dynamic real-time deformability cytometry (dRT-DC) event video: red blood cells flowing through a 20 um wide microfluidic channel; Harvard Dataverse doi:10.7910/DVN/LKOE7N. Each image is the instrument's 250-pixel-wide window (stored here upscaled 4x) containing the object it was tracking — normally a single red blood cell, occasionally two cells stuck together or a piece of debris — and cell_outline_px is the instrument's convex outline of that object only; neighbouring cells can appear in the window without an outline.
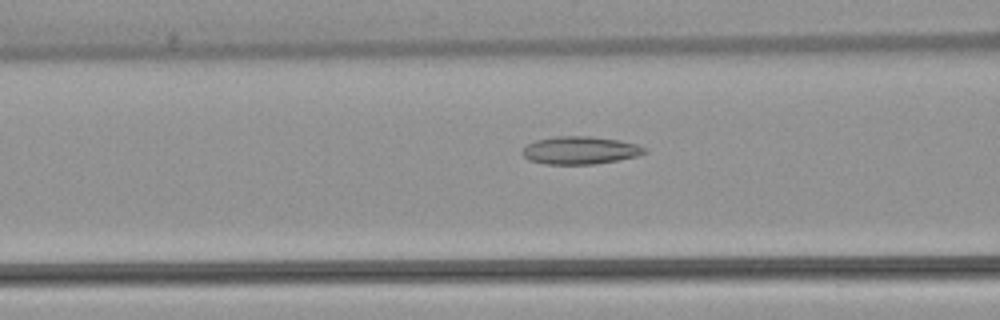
{"species": "common noctule bat (a hibernating species)", "species_latin": "Nyctalus noctula", "temperature_condition": "warm", "stored_images_in_passage": 52, "camera_frame_rate_fps": 3000, "um_per_image_px": 0.085, "animal": {"sex": "female", "body_mass_g": 22.7, "forearm_length_mm": 54.2}, "frame": {"image": 1, "passage_image": 21, "time_ms": 6.667, "image_size_px": [1000, 320], "cell_outline_px": [[648, 152], [636, 156], [616, 160], [592, 164], [544, 164], [528, 160], [520, 152], [528, 144], [536, 140], [556, 136], [592, 136], [620, 140], [636, 144], [648, 148]], "centroid_in_image_um": [49.31, 12.77], "position_along_channel_um": 117.3, "area_um2": 19.83}}
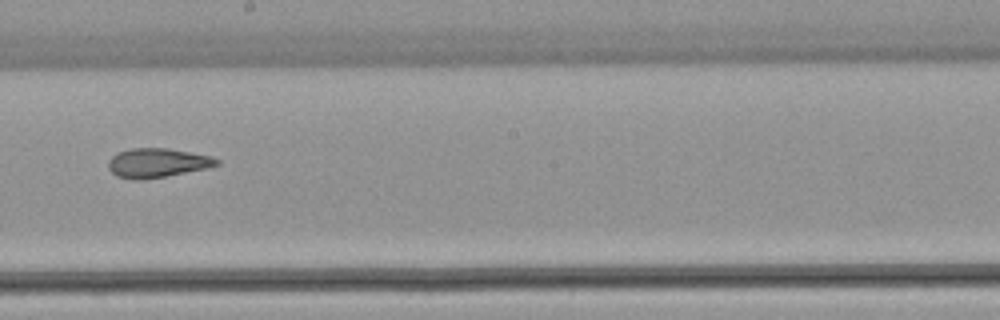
{"frame": {"image": 2, "passage_image": 30, "time_ms": 9.667, "image_size_px": [1000, 320], "cell_outline_px": [[220, 164], [204, 168], [164, 176], [140, 180], [132, 180], [116, 176], [108, 168], [108, 160], [116, 152], [132, 148], [168, 148], [212, 156], [220, 160]], "centroid_in_image_um": [13.32, 13.83], "position_along_channel_um": 234.9, "area_um2": 18.38}}
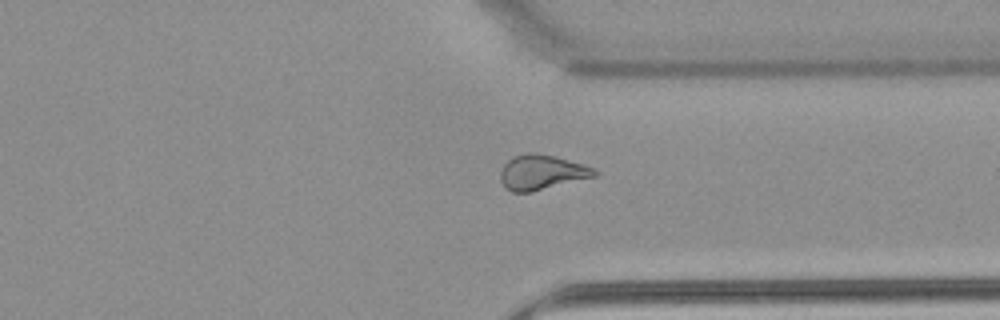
{"frame": {"image": 3, "passage_image": 40, "time_ms": 13.0, "image_size_px": [1000, 320], "cell_outline_px": [[600, 172], [596, 176], [532, 192], [512, 192], [500, 180], [500, 168], [512, 156], [528, 152], [532, 152], [556, 156], [584, 164]], "centroid_in_image_um": [46.04, 14.63], "position_along_channel_um": 365.4, "area_um2": 19.25}, "authors_computed_cell_mechanics": {"area_um2": 20.5479, "velocity_mm_per_s": 3.9232, "shape_relaxation_time_tau1_ms": null, "shape_relaxation_time_tau2_ms": 3.0194, "deformation_change_tau1": null, "deformation_change_tau2": 0.1045}}